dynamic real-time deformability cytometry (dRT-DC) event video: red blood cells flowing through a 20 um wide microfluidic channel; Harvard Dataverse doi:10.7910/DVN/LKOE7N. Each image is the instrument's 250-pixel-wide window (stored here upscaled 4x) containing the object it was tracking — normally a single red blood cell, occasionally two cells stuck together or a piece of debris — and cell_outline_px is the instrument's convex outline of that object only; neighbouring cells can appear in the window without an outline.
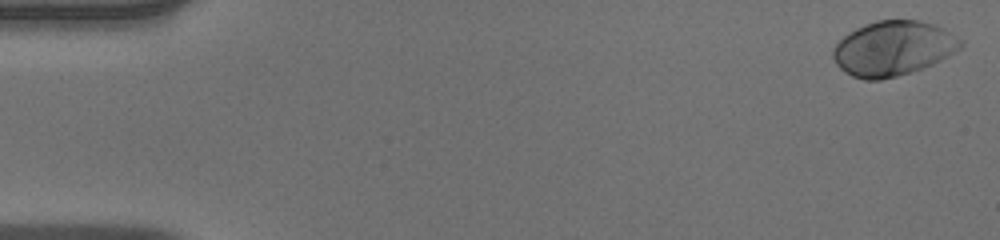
{"species": "human", "species_latin": "Homo sapiens", "temperature_condition": "warm", "stored_images_in_passage": 51, "camera_frame_rate_fps": 3000, "um_per_image_px": 0.085, "donor": {"sex": "male"}, "frame": {"image": 1, "passage_image": 1, "time_ms": 0.0, "image_size_px": [1000, 240], "cell_outline_px": [[964, 44], [960, 48], [932, 64], [896, 76], [880, 80], [864, 80], [852, 76], [844, 72], [836, 64], [832, 56], [832, 48], [848, 32], [864, 24], [876, 20], [916, 20], [936, 24], [944, 28], [964, 40]], "centroid_in_image_um": [75.89, 4.1], "position_along_channel_um": 9.1, "area_um2": 40.69}}
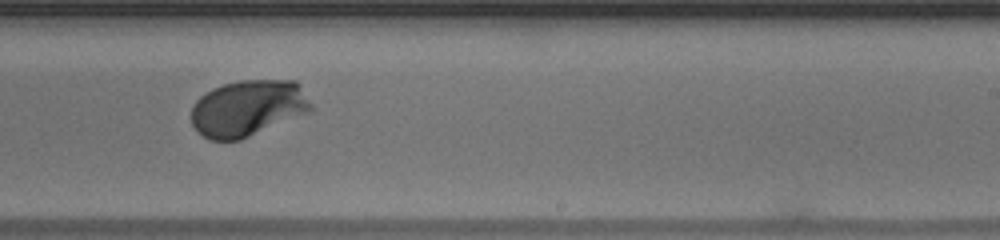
{"frame": {"image": 2, "passage_image": 32, "time_ms": 10.333, "image_size_px": [1000, 240], "cell_outline_px": [[312, 108], [308, 112], [240, 140], [208, 140], [196, 132], [192, 124], [192, 104], [200, 96], [212, 88], [224, 84], [240, 80], [296, 80], [300, 84], [312, 104]], "centroid_in_image_um": [21.04, 9.18], "position_along_channel_um": 268.0, "area_um2": 39.36}}
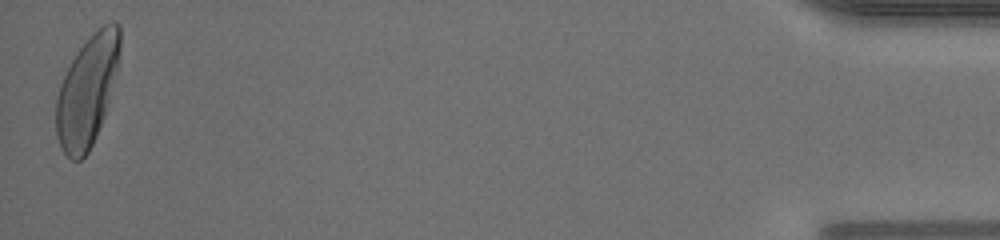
{"frame": {"image": 3, "passage_image": 51, "time_ms": 16.667, "image_size_px": [1000, 240], "cell_outline_px": [[120, 48], [116, 68], [104, 116], [96, 136], [88, 152], [80, 160], [72, 160], [60, 148], [56, 136], [56, 100], [60, 84], [76, 52], [104, 24], [112, 20], [120, 24]], "centroid_in_image_um": [7.39, 7.76], "position_along_channel_um": 427.8, "area_um2": 40.23}, "authors_computed_cell_mechanics": {"area_um2": 38.8416, "velocity_mm_per_s": 3.9543, "shape_relaxation_time_tau1_ms": 1.8034, "shape_relaxation_time_tau2_ms": null, "deformation_change_tau1": 0.1556, "deformation_change_tau2": null}}